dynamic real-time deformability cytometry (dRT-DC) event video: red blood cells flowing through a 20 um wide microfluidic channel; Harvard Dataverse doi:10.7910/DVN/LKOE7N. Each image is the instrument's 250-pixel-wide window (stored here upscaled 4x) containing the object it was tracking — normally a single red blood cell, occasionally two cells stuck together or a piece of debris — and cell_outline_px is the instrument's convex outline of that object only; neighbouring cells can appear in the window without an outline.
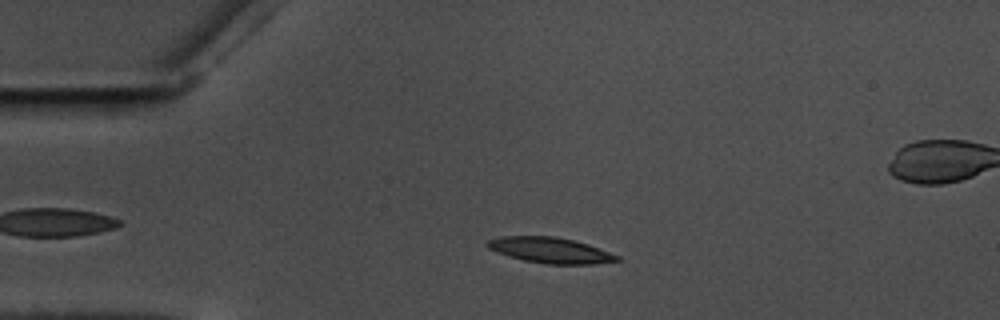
{"species": "common noctule bat (a hibernating species)", "species_latin": "Nyctalus noctula", "temperature_condition": "warm", "stored_images_in_passage": 43, "camera_frame_rate_fps": 3000, "um_per_image_px": 0.085, "animal": {"sex": "male", "body_mass_g": 17.5, "forearm_length_mm": 52.3}, "frame": {"image": 1, "passage_image": 12, "time_ms": 3.667, "image_size_px": [1000, 320], "cell_outline_px": [[620, 260], [592, 264], [548, 264], [524, 260], [488, 248], [484, 244], [488, 240], [500, 236], [556, 236], [588, 244], [620, 256]], "centroid_in_image_um": [46.78, 21.26], "position_along_channel_um": 38.2, "area_um2": 19.13}}
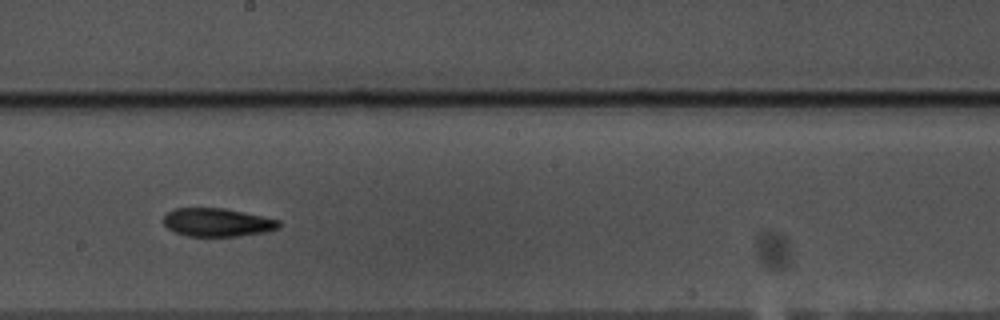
{"frame": {"image": 2, "passage_image": 31, "time_ms": 10.0, "image_size_px": [1000, 320], "cell_outline_px": [[280, 228], [268, 232], [240, 236], [188, 236], [176, 232], [168, 228], [164, 224], [164, 216], [168, 212], [176, 208], [224, 208], [280, 220]], "centroid_in_image_um": [18.51, 18.91], "position_along_channel_um": 229.7, "area_um2": 19.02}}
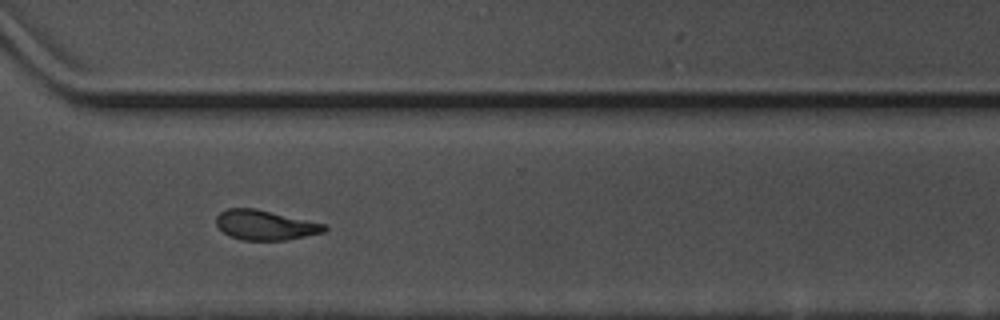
{"frame": {"image": 3, "passage_image": 41, "time_ms": 13.333, "image_size_px": [1000, 320], "cell_outline_px": [[328, 228], [324, 232], [284, 240], [244, 240], [228, 236], [216, 224], [216, 216], [220, 212], [228, 208], [252, 208], [328, 224]], "centroid_in_image_um": [22.54, 19.13], "position_along_channel_um": 348.1, "area_um2": 18.67}, "authors_computed_cell_mechanics": {"area_um2": 19.0162, "velocity_mm_per_s": 3.5422, "shape_relaxation_time_tau1_ms": 6.1856, "shape_relaxation_time_tau2_ms": null, "deformation_change_tau1": 0.1569, "deformation_change_tau2": null}}